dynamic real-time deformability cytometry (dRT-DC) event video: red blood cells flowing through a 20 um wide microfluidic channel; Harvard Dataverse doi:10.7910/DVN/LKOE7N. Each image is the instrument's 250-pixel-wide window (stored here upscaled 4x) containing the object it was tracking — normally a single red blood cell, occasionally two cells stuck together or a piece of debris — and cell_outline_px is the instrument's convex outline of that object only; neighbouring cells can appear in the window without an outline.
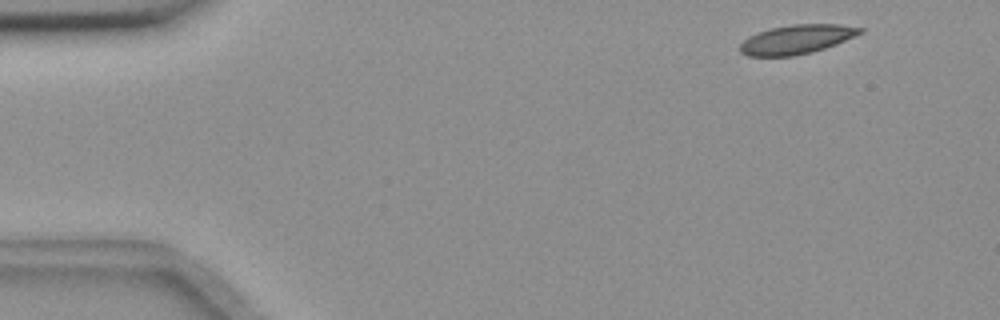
{"species": "common noctule bat (a hibernating species)", "species_latin": "Nyctalus noctula", "temperature_condition": "room temperature", "stored_images_in_passage": 51, "camera_frame_rate_fps": 3000, "um_per_image_px": 0.085, "animal": {"sex": "female", "body_mass_g": 18.4}, "frame": {"image": 1, "passage_image": 1, "time_ms": 0.0, "image_size_px": [1000, 320], "cell_outline_px": [[864, 32], [836, 44], [812, 52], [792, 56], [748, 56], [740, 52], [740, 44], [744, 40], [760, 32], [772, 28], [792, 24], [840, 24], [864, 28]], "centroid_in_image_um": [67.75, 3.34], "position_along_channel_um": 17.2, "area_um2": 20.17}}
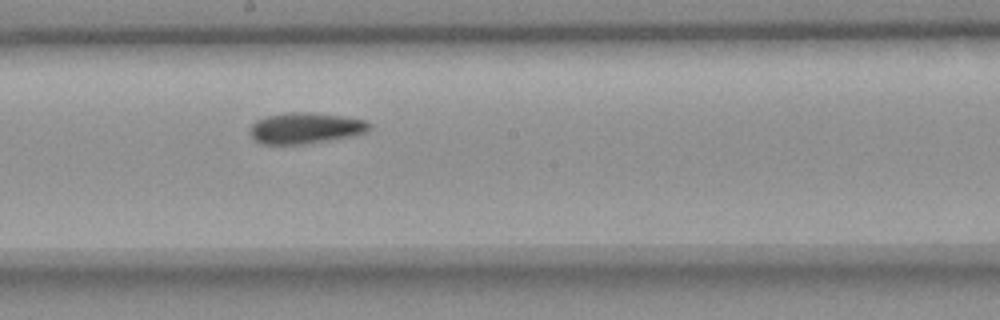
{"frame": {"image": 2, "passage_image": 26, "time_ms": 8.333, "image_size_px": [1000, 320], "cell_outline_px": [[372, 128], [368, 132], [352, 136], [304, 144], [260, 144], [252, 140], [248, 128], [256, 120], [264, 116], [292, 112], [304, 112], [340, 116], [364, 120], [372, 124]], "centroid_in_image_um": [25.92, 10.9], "position_along_channel_um": 222.3, "area_um2": 21.73}}
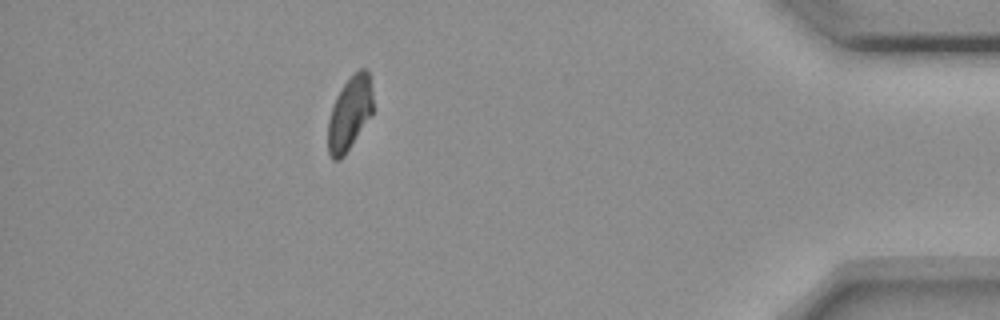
{"frame": {"image": 3, "passage_image": 45, "time_ms": 14.667, "image_size_px": [1000, 320], "cell_outline_px": [[372, 116], [344, 156], [340, 160], [332, 160], [328, 152], [328, 120], [332, 104], [336, 96], [352, 72], [360, 68], [364, 68], [368, 72], [372, 92]], "centroid_in_image_um": [29.71, 9.64], "position_along_channel_um": 405.5, "area_um2": 19.59}, "authors_computed_cell_mechanics": {"area_um2": 20.7502, "velocity_mm_per_s": 3.6566, "shape_relaxation_time_tau1_ms": null, "shape_relaxation_time_tau2_ms": 4.683, "deformation_change_tau1": null, "deformation_change_tau2": 0.0784}}